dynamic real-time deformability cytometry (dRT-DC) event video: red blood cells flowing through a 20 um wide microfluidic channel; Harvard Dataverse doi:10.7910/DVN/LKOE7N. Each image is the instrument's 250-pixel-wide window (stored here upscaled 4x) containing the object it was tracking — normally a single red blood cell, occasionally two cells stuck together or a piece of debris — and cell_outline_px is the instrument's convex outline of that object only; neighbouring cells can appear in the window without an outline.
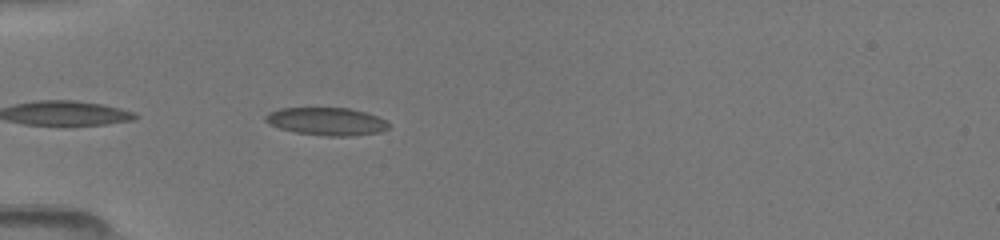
{"species": "common noctule bat (a hibernating species)", "species_latin": "Nyctalus noctula", "temperature_condition": "room temperature", "stored_images_in_passage": 8, "camera_frame_rate_fps": 3000, "um_per_image_px": 0.085, "animal": {"sex": "female", "body_mass_g": 19.5, "forearm_length_mm": 54.1}, "frame": {"image": 1, "passage_image": 2, "time_ms": 0.333, "image_size_px": [1000, 240], "cell_outline_px": [[392, 124], [388, 128], [380, 132], [348, 136], [328, 136], [296, 132], [280, 128], [268, 124], [264, 120], [264, 116], [268, 112], [280, 108], [348, 108], [364, 112], [376, 116]], "centroid_in_image_um": [27.74, 10.32], "position_along_channel_um": 57.3, "area_um2": 19.88}}
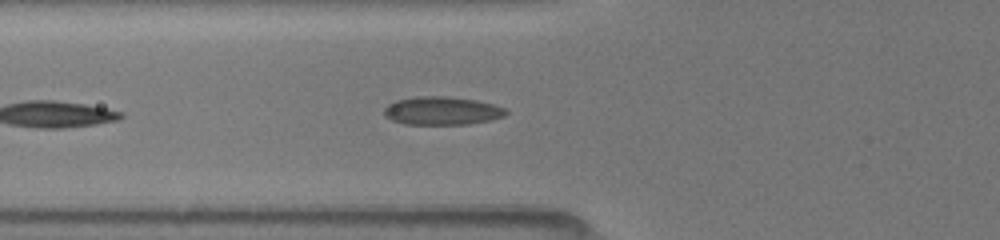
{"frame": {"image": 2, "passage_image": 5, "time_ms": 1.333, "image_size_px": [1000, 240], "cell_outline_px": [[508, 112], [504, 116], [492, 120], [468, 124], [404, 124], [392, 120], [384, 116], [384, 108], [388, 104], [396, 100], [416, 96], [448, 96], [476, 100], [492, 104], [504, 108]], "centroid_in_image_um": [37.55, 9.41], "position_along_channel_um": 88.3, "area_um2": 20.11}}